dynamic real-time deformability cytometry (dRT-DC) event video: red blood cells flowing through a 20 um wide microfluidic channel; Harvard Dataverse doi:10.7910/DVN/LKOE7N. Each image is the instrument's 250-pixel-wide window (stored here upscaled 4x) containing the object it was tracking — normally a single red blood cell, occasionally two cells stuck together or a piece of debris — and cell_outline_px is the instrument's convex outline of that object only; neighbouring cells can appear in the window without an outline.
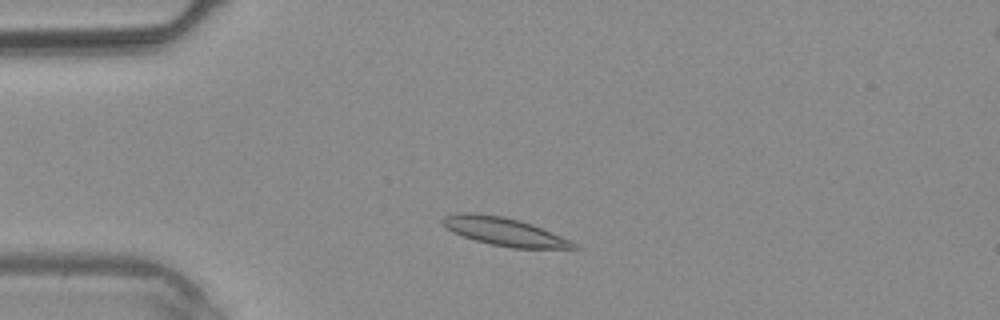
{"species": "common noctule bat (a hibernating species)", "species_latin": "Nyctalus noctula", "temperature_condition": "warm", "stored_images_in_passage": 35, "camera_frame_rate_fps": 3000, "um_per_image_px": 0.085, "animal": {"sex": "male", "body_mass_g": 20.4}, "frame": {"image": 1, "passage_image": 6, "time_ms": 1.667, "image_size_px": [1000, 320], "cell_outline_px": [[580, 248], [512, 248], [492, 244], [476, 240], [452, 232], [440, 220], [444, 216], [456, 212], [476, 212], [504, 216], [520, 220], [532, 224], [572, 240]], "centroid_in_image_um": [42.86, 19.66], "position_along_channel_um": 42.1, "area_um2": 21.5}}
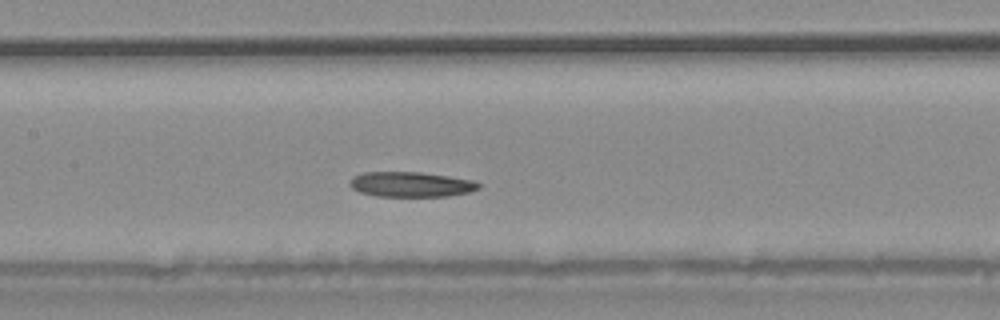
{"frame": {"image": 2, "passage_image": 15, "time_ms": 4.667, "image_size_px": [1000, 320], "cell_outline_px": [[480, 188], [468, 192], [448, 196], [376, 196], [360, 192], [352, 188], [348, 184], [352, 176], [364, 172], [420, 172], [472, 180], [480, 184]], "centroid_in_image_um": [34.88, 15.67], "position_along_channel_um": 172.5, "area_um2": 18.73}}
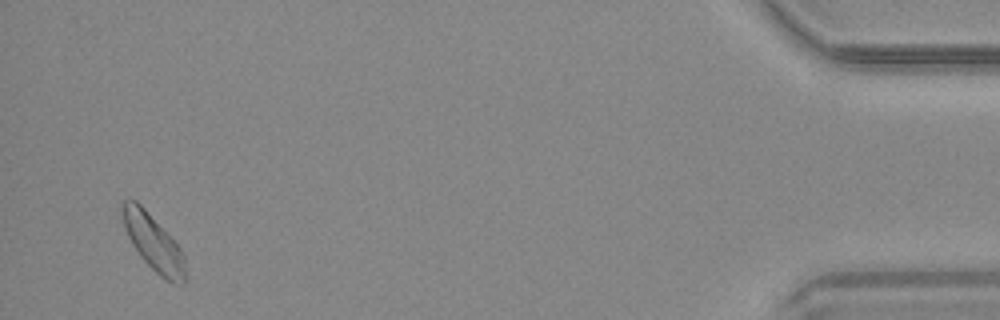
{"frame": {"image": 3, "passage_image": 34, "time_ms": 11.0, "image_size_px": [1000, 320], "cell_outline_px": [[188, 284], [172, 284], [164, 280], [140, 256], [132, 244], [124, 228], [120, 208], [120, 204], [124, 200], [136, 200], [144, 208], [180, 248], [184, 256], [188, 276]], "centroid_in_image_um": [13.07, 20.69], "position_along_channel_um": 422.1, "area_um2": 20.75}}